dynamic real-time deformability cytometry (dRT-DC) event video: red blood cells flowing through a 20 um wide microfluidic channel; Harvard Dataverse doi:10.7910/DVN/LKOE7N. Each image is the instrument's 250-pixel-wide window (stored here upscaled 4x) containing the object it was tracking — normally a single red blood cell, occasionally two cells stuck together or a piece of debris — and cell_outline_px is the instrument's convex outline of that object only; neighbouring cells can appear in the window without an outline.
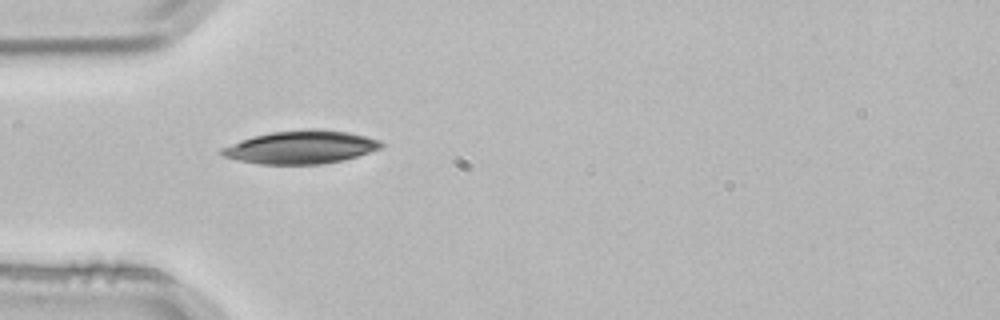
{"species": "common noctule bat (a hibernating species)", "species_latin": "Nyctalus noctula", "temperature_condition": "room temperature", "stored_images_in_passage": 1, "camera_frame_rate_fps": 3000, "um_per_image_px": 0.085, "animal": {"sex": "male", "body_mass_g": 21.5, "forearm_length_mm": 52.0}, "frame": {"image": 1, "passage_image": 1, "time_ms": 0.0, "image_size_px": [1000, 320], "cell_outline_px": [[384, 144], [380, 148], [344, 160], [324, 164], [260, 164], [240, 160], [224, 156], [216, 152], [220, 148], [240, 140], [252, 136], [272, 132], [308, 128], [316, 128], [348, 132], [380, 140]], "centroid_in_image_um": [25.55, 12.5], "position_along_channel_um": 59.5, "area_um2": 30.81}}